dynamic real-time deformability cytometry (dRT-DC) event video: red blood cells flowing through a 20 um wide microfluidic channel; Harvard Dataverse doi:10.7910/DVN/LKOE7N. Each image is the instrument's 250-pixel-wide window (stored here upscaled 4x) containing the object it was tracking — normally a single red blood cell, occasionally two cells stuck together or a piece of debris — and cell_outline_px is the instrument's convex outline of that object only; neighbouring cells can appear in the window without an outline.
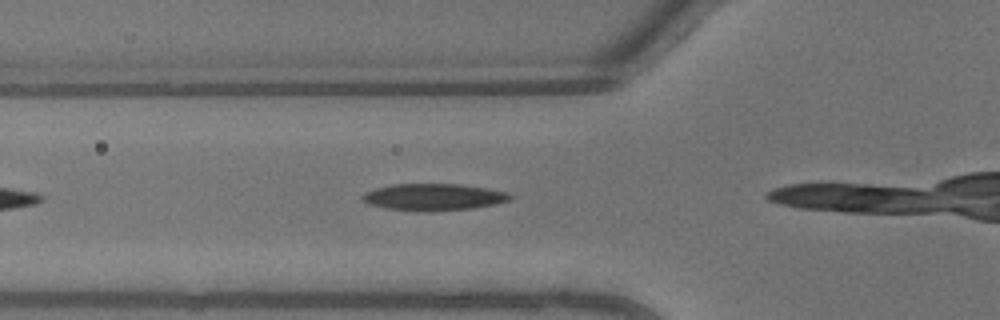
{"species": "common noctule bat (a hibernating species)", "species_latin": "Nyctalus noctula", "temperature_condition": "warm", "stored_images_in_passage": 6, "camera_frame_rate_fps": 3000, "um_per_image_px": 0.085, "animal": {"sex": "male", "body_mass_g": 13.3}, "frame": {"image": 1, "passage_image": 3, "time_ms": 0.667, "image_size_px": [1000, 320], "cell_outline_px": [[512, 200], [496, 204], [472, 208], [388, 208], [368, 204], [360, 200], [360, 196], [364, 192], [376, 188], [392, 184], [460, 184], [508, 192], [512, 196]], "centroid_in_image_um": [36.85, 16.69], "position_along_channel_um": 88.9, "area_um2": 21.96}}